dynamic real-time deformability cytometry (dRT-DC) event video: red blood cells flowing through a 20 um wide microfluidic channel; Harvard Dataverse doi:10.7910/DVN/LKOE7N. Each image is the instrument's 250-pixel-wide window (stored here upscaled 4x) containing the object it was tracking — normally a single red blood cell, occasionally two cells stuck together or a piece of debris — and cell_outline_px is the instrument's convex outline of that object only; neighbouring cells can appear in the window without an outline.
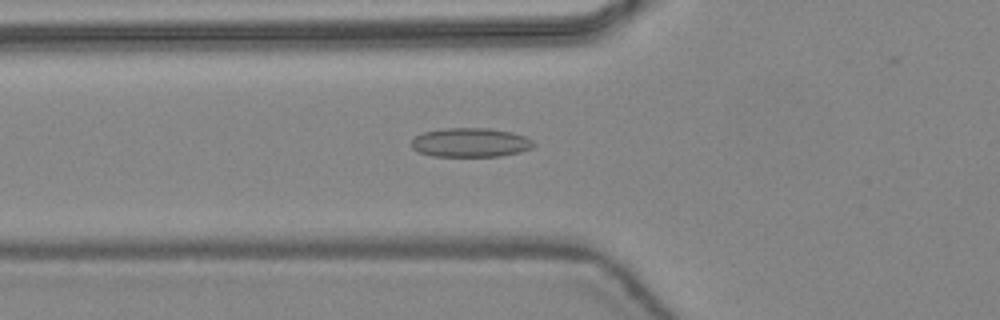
{"species": "common noctule bat (a hibernating species)", "species_latin": "Nyctalus noctula", "temperature_condition": "warm", "stored_images_in_passage": 47, "camera_frame_rate_fps": 3000, "um_per_image_px": 0.085, "animal": {"sex": "female", "body_mass_g": 24.6, "forearm_length_mm": 56.2}, "frame": {"image": 1, "passage_image": 18, "time_ms": 5.667, "image_size_px": [1000, 320], "cell_outline_px": [[536, 144], [532, 148], [520, 152], [500, 156], [432, 156], [416, 152], [412, 148], [412, 140], [416, 136], [424, 132], [444, 128], [488, 128], [512, 132], [524, 136], [532, 140]], "centroid_in_image_um": [39.99, 12.12], "position_along_channel_um": 85.8, "area_um2": 20.81}}
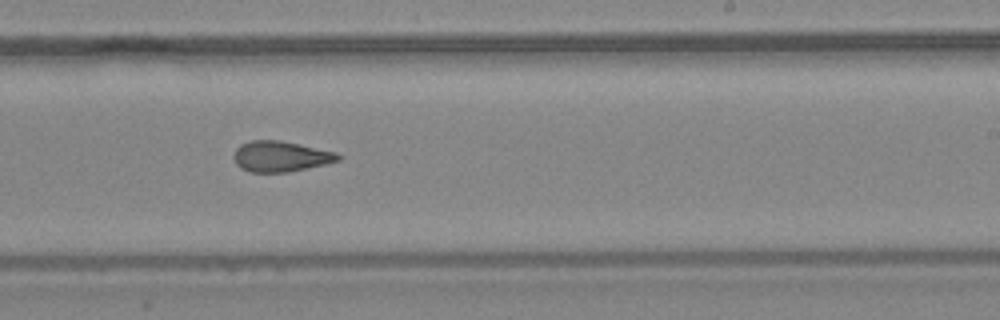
{"frame": {"image": 2, "passage_image": 30, "time_ms": 9.667, "image_size_px": [1000, 320], "cell_outline_px": [[344, 156], [340, 160], [324, 164], [288, 172], [248, 172], [240, 168], [236, 164], [232, 156], [236, 148], [240, 144], [252, 140], [280, 140], [336, 152]], "centroid_in_image_um": [23.83, 13.29], "position_along_channel_um": 265.2, "area_um2": 18.73}}
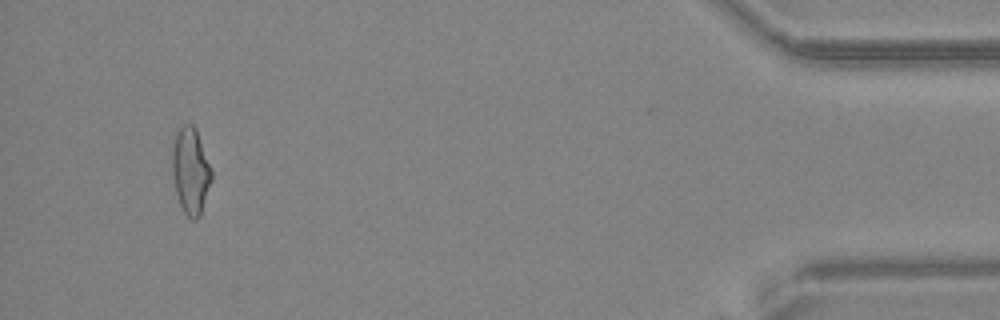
{"frame": {"image": 3, "passage_image": 45, "time_ms": 14.667, "image_size_px": [1000, 320], "cell_outline_px": [[212, 180], [200, 216], [196, 220], [192, 220], [184, 212], [180, 204], [176, 192], [172, 176], [172, 148], [176, 132], [184, 124], [192, 124], [196, 128], [212, 172]], "centroid_in_image_um": [16.2, 14.53], "position_along_channel_um": 419.0, "area_um2": 19.77}, "authors_computed_cell_mechanics": {"area_um2": 19.5942, "velocity_mm_per_s": 4.4613, "shape_relaxation_time_tau1_ms": null, "shape_relaxation_time_tau2_ms": 1.486, "deformation_change_tau1": null, "deformation_change_tau2": 0.0872}}